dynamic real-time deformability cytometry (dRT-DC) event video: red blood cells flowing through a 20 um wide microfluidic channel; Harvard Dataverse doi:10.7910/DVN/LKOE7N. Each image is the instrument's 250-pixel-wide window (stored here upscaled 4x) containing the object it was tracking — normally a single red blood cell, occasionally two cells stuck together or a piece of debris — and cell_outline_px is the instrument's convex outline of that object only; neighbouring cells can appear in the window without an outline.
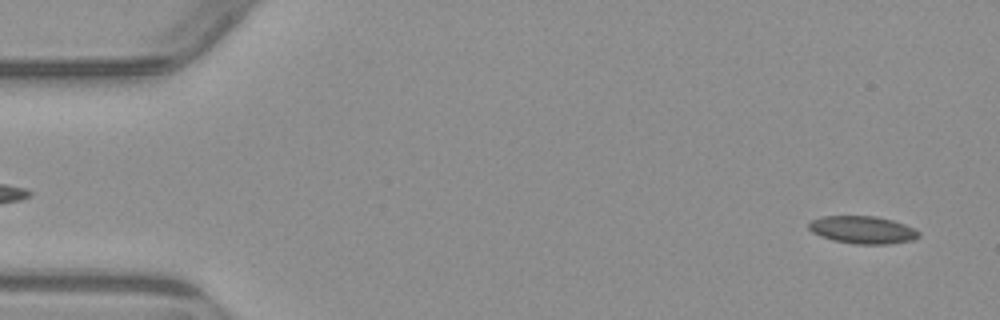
{"species": "common noctule bat (a hibernating species)", "species_latin": "Nyctalus noctula", "temperature_condition": "warm", "stored_images_in_passage": 5, "segment_of_instrument_passage": [2, 2], "camera_frame_rate_fps": 3000, "um_per_image_px": 0.085, "animal": {"sex": "male", "body_mass_g": 23.1, "forearm_length_mm": 52.7}, "frame": {"image": 1, "passage_image": 5, "time_ms": 4.667, "image_size_px": [1000, 320], "cell_outline_px": [[920, 236], [912, 240], [888, 244], [856, 244], [832, 240], [820, 236], [812, 232], [808, 228], [808, 224], [812, 220], [820, 216], [876, 216], [892, 220], [904, 224], [920, 232]], "centroid_in_image_um": [73.3, 19.53], "position_along_channel_um": 11.7, "area_um2": 17.69}}